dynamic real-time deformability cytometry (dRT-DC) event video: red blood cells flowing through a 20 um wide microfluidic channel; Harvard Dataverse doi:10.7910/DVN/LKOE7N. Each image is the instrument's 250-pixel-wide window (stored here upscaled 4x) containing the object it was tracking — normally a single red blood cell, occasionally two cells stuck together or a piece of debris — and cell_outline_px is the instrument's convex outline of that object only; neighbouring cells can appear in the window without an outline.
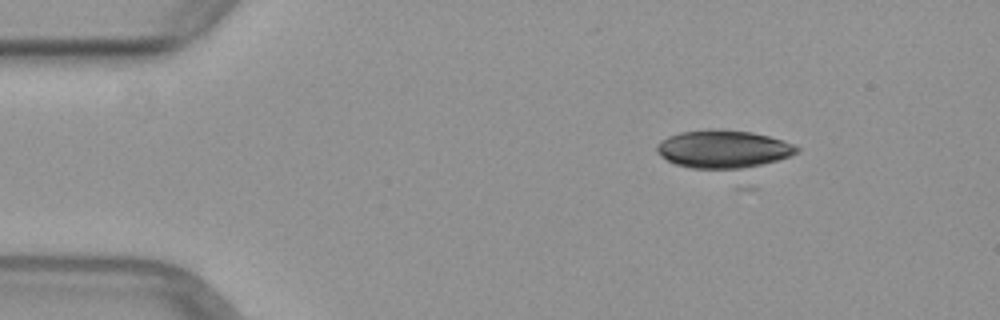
{"species": "common noctule bat (a hibernating species)", "species_latin": "Nyctalus noctula", "temperature_condition": "warm", "stored_images_in_passage": 39, "camera_frame_rate_fps": 3000, "um_per_image_px": 0.085, "animal": {"sex": "female", "body_mass_g": 29.2, "forearm_length_mm": 56.3}, "frame": {"image": 1, "passage_image": 2, "time_ms": 0.333, "image_size_px": [1000, 320], "cell_outline_px": [[800, 152], [776, 160], [736, 172], [688, 168], [676, 164], [660, 156], [656, 148], [656, 144], [660, 140], [668, 136], [680, 132], [712, 128], [752, 132], [768, 136], [792, 144], [800, 148]], "centroid_in_image_um": [61.44, 12.71], "position_along_channel_um": 23.6, "area_um2": 31.73}}
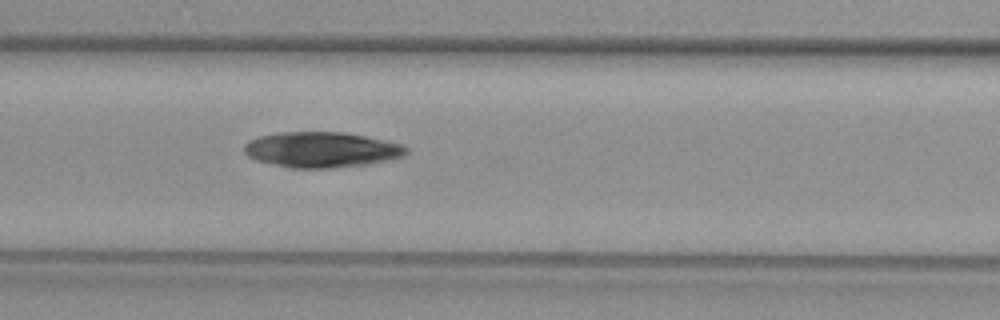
{"frame": {"image": 2, "passage_image": 16, "time_ms": 5.0, "image_size_px": [1000, 320], "cell_outline_px": [[408, 152], [404, 156], [388, 160], [368, 164], [332, 168], [292, 168], [256, 160], [248, 156], [244, 152], [244, 144], [248, 140], [260, 136], [280, 132], [344, 132], [404, 144], [408, 148]], "centroid_in_image_um": [27.34, 12.72], "position_along_channel_um": 139.3, "area_um2": 33.58}}
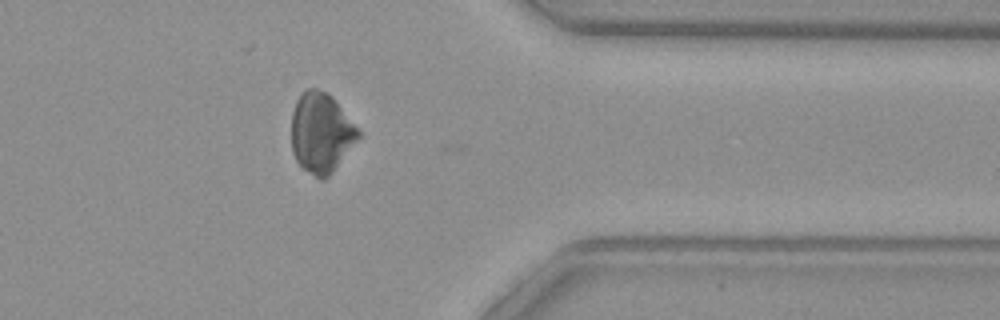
{"frame": {"image": 3, "passage_image": 35, "time_ms": 11.333, "image_size_px": [1000, 320], "cell_outline_px": [[360, 136], [332, 172], [324, 180], [320, 180], [304, 168], [296, 160], [292, 152], [292, 112], [296, 100], [308, 88], [316, 88], [328, 92], [332, 96], [360, 132]], "centroid_in_image_um": [27.28, 11.28], "position_along_channel_um": 384.1, "area_um2": 30.75}}